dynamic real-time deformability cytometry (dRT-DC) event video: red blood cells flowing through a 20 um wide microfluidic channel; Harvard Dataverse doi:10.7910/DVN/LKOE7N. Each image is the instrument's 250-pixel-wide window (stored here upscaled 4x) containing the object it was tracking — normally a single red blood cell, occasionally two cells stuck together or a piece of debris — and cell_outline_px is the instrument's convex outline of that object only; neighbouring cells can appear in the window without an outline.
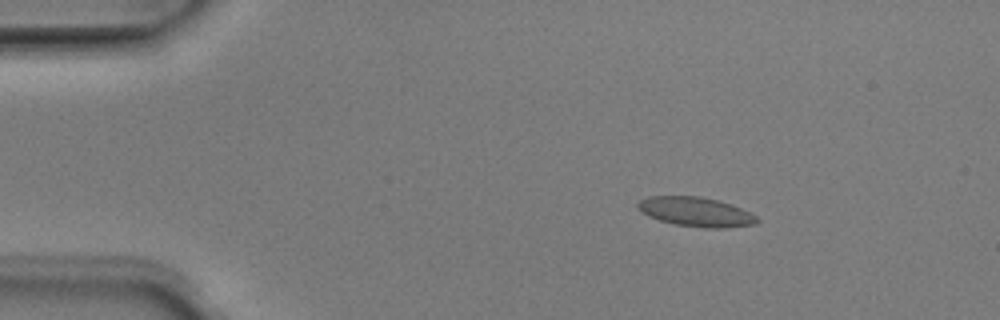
{"species": "Egyptian fruit bat (a non-hibernating species)", "species_latin": "Rousettus aegyptiacus", "temperature_condition": "room temperature", "stored_images_in_passage": 51, "camera_frame_rate_fps": 3000, "um_per_image_px": 0.085, "animal": {"sex": "male"}, "frame": {"image": 1, "passage_image": 8, "time_ms": 2.333, "image_size_px": [1000, 320], "cell_outline_px": [[760, 220], [756, 224], [728, 228], [704, 228], [676, 224], [660, 220], [648, 216], [640, 212], [636, 204], [640, 200], [648, 196], [700, 196], [732, 204], [756, 216]], "centroid_in_image_um": [59.14, 18.01], "position_along_channel_um": 25.9, "area_um2": 20.46}}
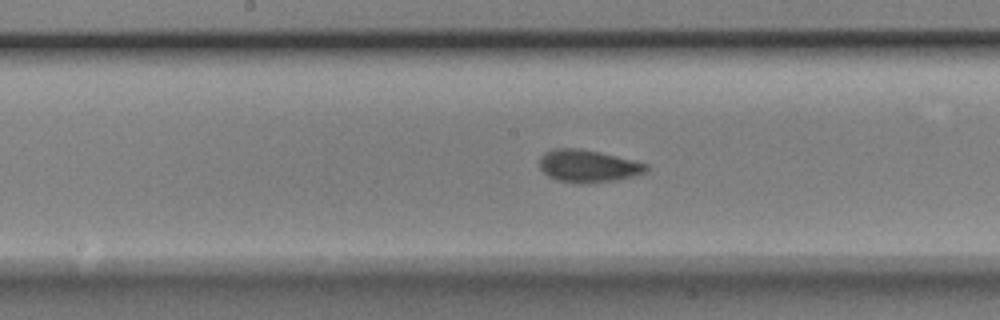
{"frame": {"image": 2, "passage_image": 26, "time_ms": 8.333, "image_size_px": [1000, 320], "cell_outline_px": [[648, 168], [644, 172], [632, 176], [612, 180], [588, 184], [580, 184], [556, 180], [548, 176], [540, 168], [540, 156], [544, 152], [552, 148], [580, 148], [600, 152], [648, 164]], "centroid_in_image_um": [49.92, 14.11], "position_along_channel_um": 198.3, "area_um2": 20.17}}
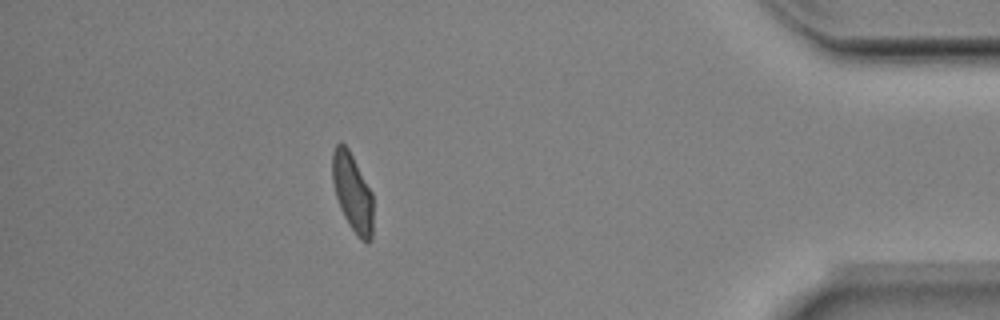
{"frame": {"image": 3, "passage_image": 45, "time_ms": 14.667, "image_size_px": [1000, 320], "cell_outline_px": [[372, 240], [368, 244], [360, 240], [348, 224], [340, 208], [336, 196], [332, 180], [332, 152], [336, 144], [340, 140], [348, 148], [372, 192]], "centroid_in_image_um": [29.95, 16.37], "position_along_channel_um": 405.2, "area_um2": 18.67}, "authors_computed_cell_mechanics": {"area_um2": 19.7098, "velocity_mm_per_s": 3.9988, "shape_relaxation_time_tau1_ms": 2.8926, "shape_relaxation_time_tau2_ms": 0.7743, "deformation_change_tau1": 0.1115, "deformation_change_tau2": 0.061}}